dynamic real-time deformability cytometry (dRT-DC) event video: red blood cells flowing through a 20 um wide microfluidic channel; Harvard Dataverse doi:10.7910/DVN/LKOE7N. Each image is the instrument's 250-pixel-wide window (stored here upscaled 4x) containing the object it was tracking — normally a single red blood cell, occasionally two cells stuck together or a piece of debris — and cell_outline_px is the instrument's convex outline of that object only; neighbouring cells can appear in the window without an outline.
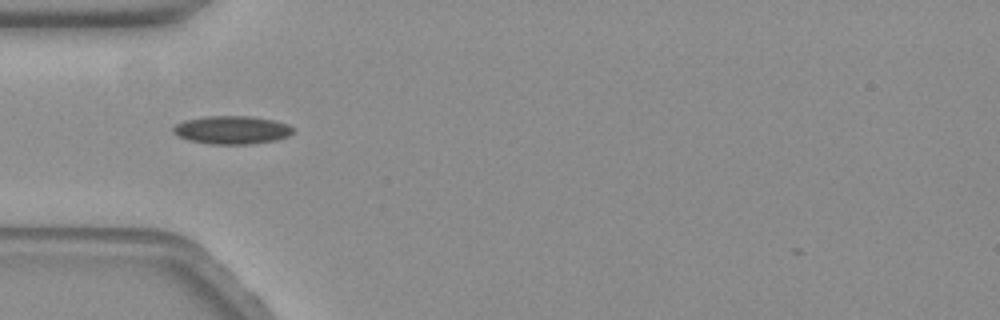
{"species": "common noctule bat (a hibernating species)", "species_latin": "Nyctalus noctula", "temperature_condition": "warm", "stored_images_in_passage": 36, "camera_frame_rate_fps": 3000, "um_per_image_px": 0.085, "animal": {"sex": "female", "body_mass_g": 19.3, "forearm_length_mm": 54.1}, "frame": {"image": 1, "passage_image": 1, "time_ms": 0.0, "image_size_px": [1000, 320], "cell_outline_px": [[296, 128], [288, 136], [276, 140], [252, 144], [208, 144], [188, 140], [176, 136], [172, 132], [172, 128], [176, 124], [184, 120], [208, 116], [252, 116], [272, 120], [288, 124]], "centroid_in_image_um": [19.69, 11.05], "position_along_channel_um": 65.3, "area_um2": 19.88}, "authors_computed_cell_mechanics": {"area_um2": 18.4382, "velocity_mm_per_s": 3.5014, "shape_relaxation_time_tau1_ms": 8.7525, "shape_relaxation_time_tau2_ms": null, "deformation_change_tau1": 0.1523, "deformation_change_tau2": null}}